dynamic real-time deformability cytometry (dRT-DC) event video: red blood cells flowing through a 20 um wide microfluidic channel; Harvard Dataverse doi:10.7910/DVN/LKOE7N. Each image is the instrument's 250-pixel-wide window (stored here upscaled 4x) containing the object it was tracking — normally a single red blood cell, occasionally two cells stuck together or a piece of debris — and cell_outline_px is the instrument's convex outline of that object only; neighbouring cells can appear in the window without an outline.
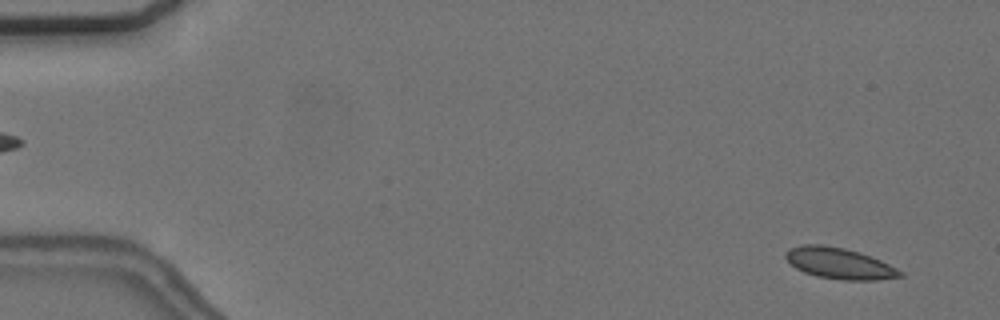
{"species": "common noctule bat (a hibernating species)", "species_latin": "Nyctalus noctula", "temperature_condition": "cold", "stored_images_in_passage": 2, "camera_frame_rate_fps": 3000, "um_per_image_px": 0.085, "animal": {"sex": "female", "body_mass_g": 24.6, "forearm_length_mm": 56.2}, "frame": {"image": 1, "passage_image": 2, "time_ms": 1.333, "image_size_px": [1000, 320], "cell_outline_px": [[904, 276], [876, 280], [844, 280], [816, 276], [804, 272], [796, 268], [784, 256], [784, 252], [788, 248], [800, 244], [824, 244], [844, 248], [880, 260], [904, 272]], "centroid_in_image_um": [71.3, 22.38], "position_along_channel_um": 13.7, "area_um2": 20.69}}